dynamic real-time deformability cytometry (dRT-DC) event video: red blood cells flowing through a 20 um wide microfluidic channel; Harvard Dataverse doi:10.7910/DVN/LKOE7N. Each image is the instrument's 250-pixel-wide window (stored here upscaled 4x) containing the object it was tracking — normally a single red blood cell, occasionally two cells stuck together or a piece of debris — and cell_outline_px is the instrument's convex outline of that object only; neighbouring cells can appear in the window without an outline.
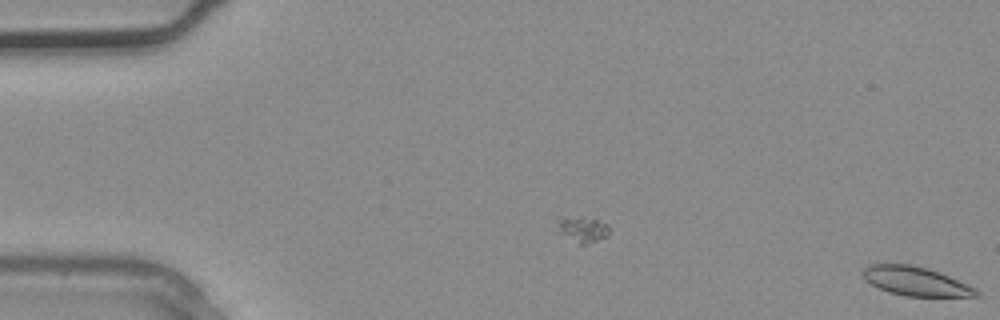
{"species": "common noctule bat (a hibernating species)", "species_latin": "Nyctalus noctula", "temperature_condition": "warm", "stored_images_in_passage": 2, "camera_frame_rate_fps": 3000, "um_per_image_px": 0.085, "animal": {"sex": "male", "body_mass_g": 20.4}, "frame": {"image": 1, "passage_image": 2, "time_ms": 0.333, "image_size_px": [1000, 320], "cell_outline_px": [[980, 296], [904, 296], [888, 292], [864, 280], [860, 276], [860, 272], [864, 268], [872, 264], [908, 264], [928, 268], [940, 272], [968, 284], [976, 288], [980, 292]], "centroid_in_image_um": [77.82, 23.9], "position_along_channel_um": 7.2, "area_um2": 19.31}}